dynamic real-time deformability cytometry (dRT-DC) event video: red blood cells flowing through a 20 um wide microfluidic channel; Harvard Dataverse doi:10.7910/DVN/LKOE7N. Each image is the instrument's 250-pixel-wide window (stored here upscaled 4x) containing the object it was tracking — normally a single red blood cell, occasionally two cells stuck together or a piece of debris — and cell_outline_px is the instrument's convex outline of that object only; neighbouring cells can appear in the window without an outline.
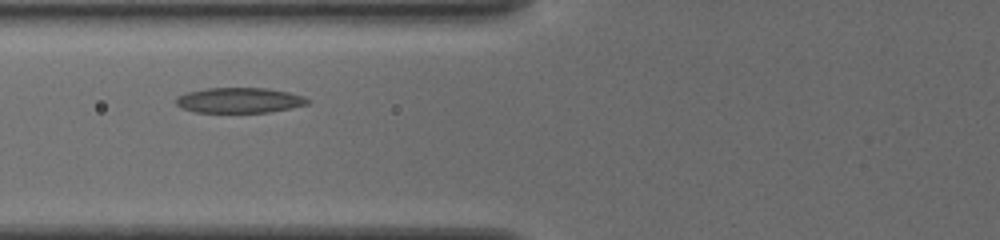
{"species": "common noctule bat (a hibernating species)", "species_latin": "Nyctalus noctula", "temperature_condition": "cold", "stored_images_in_passage": 37, "camera_frame_rate_fps": 3000, "um_per_image_px": 0.085, "animal": {"sex": "female", "body_mass_g": 19.5, "forearm_length_mm": 54.1}, "frame": {"image": 1, "passage_image": 5, "time_ms": 1.333, "image_size_px": [1000, 240], "cell_outline_px": [[312, 100], [308, 104], [292, 108], [268, 112], [196, 112], [180, 108], [176, 104], [176, 96], [188, 92], [208, 88], [268, 88], [288, 92], [304, 96]], "centroid_in_image_um": [20.37, 8.52], "position_along_channel_um": 105.4, "area_um2": 19.48}}
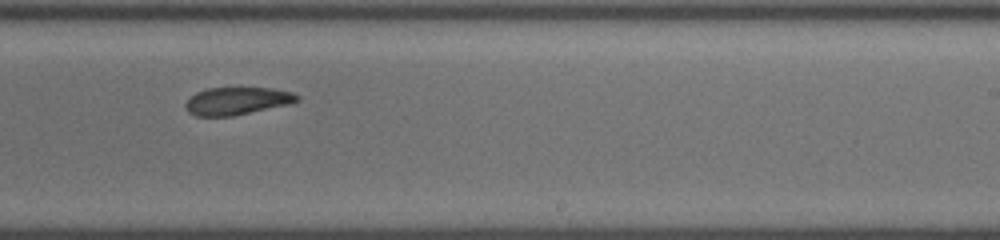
{"frame": {"image": 2, "passage_image": 18, "time_ms": 5.667, "image_size_px": [1000, 240], "cell_outline_px": [[300, 100], [288, 104], [232, 116], [196, 116], [188, 112], [184, 104], [196, 92], [208, 88], [272, 88], [292, 92], [300, 96]], "centroid_in_image_um": [20.15, 8.58], "position_along_channel_um": 268.9, "area_um2": 17.8}}
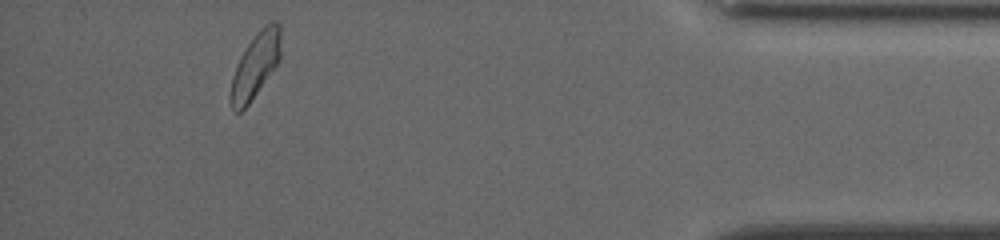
{"frame": {"image": 3, "passage_image": 33, "time_ms": 10.667, "image_size_px": [1000, 240], "cell_outline_px": [[280, 60], [248, 104], [240, 112], [232, 112], [232, 76], [240, 56], [256, 32], [264, 24], [272, 20], [276, 20], [280, 24]], "centroid_in_image_um": [21.74, 5.48], "position_along_channel_um": 413.5, "area_um2": 18.67}, "authors_computed_cell_mechanics": {"area_um2": 18.8428, "velocity_mm_per_s": 3.7808, "shape_relaxation_time_tau1_ms": 4.7276, "shape_relaxation_time_tau2_ms": 4.3641, "deformation_change_tau1": 0.116, "deformation_change_tau2": 0.1296}}